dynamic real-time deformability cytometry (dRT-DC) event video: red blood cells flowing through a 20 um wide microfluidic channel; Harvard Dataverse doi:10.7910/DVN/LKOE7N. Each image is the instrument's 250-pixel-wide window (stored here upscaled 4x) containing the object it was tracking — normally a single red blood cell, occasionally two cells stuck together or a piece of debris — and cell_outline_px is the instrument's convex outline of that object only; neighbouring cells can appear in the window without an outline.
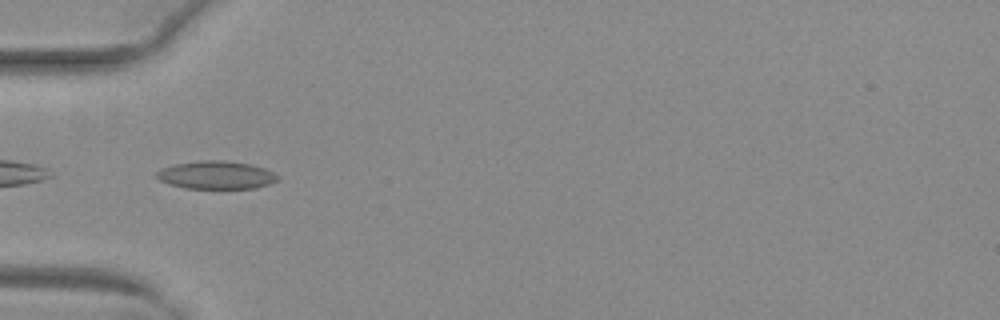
{"species": "common noctule bat (a hibernating species)", "species_latin": "Nyctalus noctula", "temperature_condition": "warm", "stored_images_in_passage": 33, "camera_frame_rate_fps": 3000, "um_per_image_px": 0.085, "animal": {"sex": "female", "body_mass_g": 29.2, "forearm_length_mm": 56.3}, "frame": {"image": 1, "passage_image": 1, "time_ms": 0.0, "image_size_px": [1000, 320], "cell_outline_px": [[280, 180], [256, 188], [188, 188], [168, 184], [160, 180], [156, 176], [156, 172], [160, 168], [176, 164], [200, 160], [220, 160], [252, 164], [264, 168], [280, 176]], "centroid_in_image_um": [18.39, 14.87], "position_along_channel_um": 66.6, "area_um2": 19.77}}
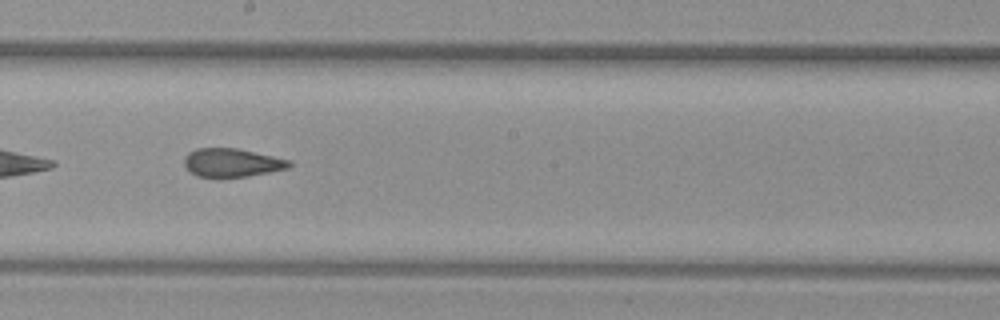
{"frame": {"image": 2, "passage_image": 13, "time_ms": 4.0, "image_size_px": [1000, 320], "cell_outline_px": [[292, 164], [288, 168], [248, 176], [196, 176], [184, 164], [184, 156], [188, 152], [196, 148], [236, 148], [292, 160]], "centroid_in_image_um": [19.72, 13.8], "position_along_channel_um": 228.5, "area_um2": 17.17}}
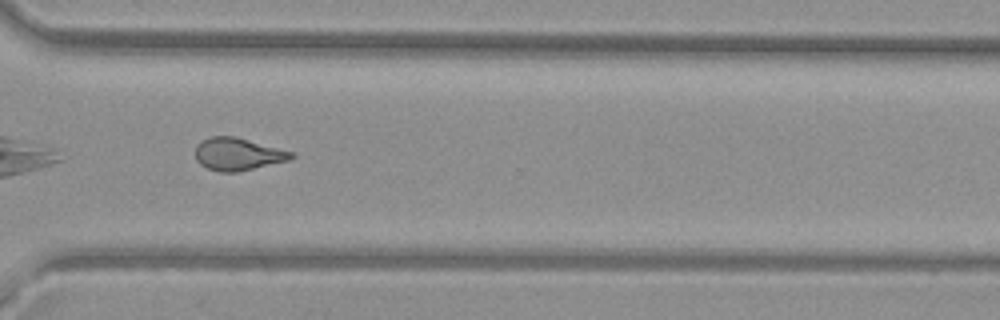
{"frame": {"image": 3, "passage_image": 22, "time_ms": 7.0, "image_size_px": [1000, 320], "cell_outline_px": [[296, 156], [288, 160], [236, 172], [220, 172], [208, 168], [200, 164], [196, 160], [196, 144], [200, 140], [208, 136], [236, 136], [296, 152]], "centroid_in_image_um": [20.22, 13.07], "position_along_channel_um": 350.4, "area_um2": 18.38}, "authors_computed_cell_mechanics": {"area_um2": 18.207, "velocity_mm_per_s": 4.0654, "shape_relaxation_time_tau1_ms": null, "shape_relaxation_time_tau2_ms": 1.8839, "deformation_change_tau1": null, "deformation_change_tau2": 0.0997}}